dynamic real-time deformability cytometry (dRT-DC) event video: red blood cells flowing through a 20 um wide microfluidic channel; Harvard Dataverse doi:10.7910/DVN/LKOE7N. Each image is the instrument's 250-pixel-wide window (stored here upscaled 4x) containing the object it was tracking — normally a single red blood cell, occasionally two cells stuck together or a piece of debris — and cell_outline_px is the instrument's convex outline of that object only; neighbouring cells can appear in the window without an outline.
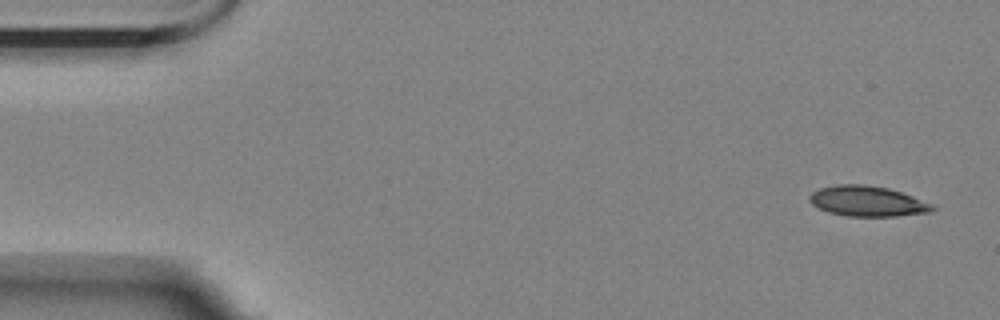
{"species": "Egyptian fruit bat (a non-hibernating species)", "species_latin": "Rousettus aegyptiacus", "temperature_condition": "room temperature", "stored_images_in_passage": 4, "camera_frame_rate_fps": 3000, "um_per_image_px": 0.085, "animal": {"sex": "female"}, "frame": {"image": 1, "passage_image": 1, "time_ms": 0.0, "image_size_px": [1000, 320], "cell_outline_px": [[936, 208], [928, 212], [896, 216], [848, 216], [828, 212], [812, 204], [808, 200], [808, 196], [812, 192], [820, 188], [836, 184], [864, 184], [888, 188], [936, 204]], "centroid_in_image_um": [73.73, 17.09], "position_along_channel_um": 11.3, "area_um2": 21.79}}